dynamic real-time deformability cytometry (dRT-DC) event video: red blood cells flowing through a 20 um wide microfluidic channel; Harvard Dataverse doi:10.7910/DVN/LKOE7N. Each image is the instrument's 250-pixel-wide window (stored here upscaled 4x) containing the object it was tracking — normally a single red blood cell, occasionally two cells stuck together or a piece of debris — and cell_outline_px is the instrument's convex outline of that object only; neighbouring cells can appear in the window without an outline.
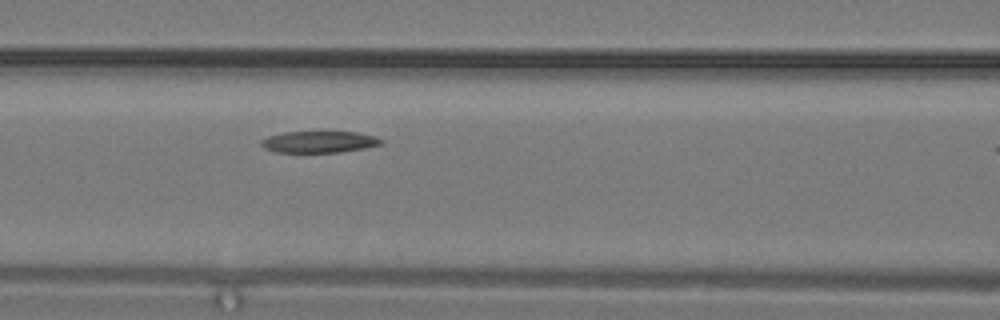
{"species": "common noctule bat (a hibernating species)", "species_latin": "Nyctalus noctula", "temperature_condition": "warm", "stored_images_in_passage": 9, "segment_of_instrument_passage": [1, 2], "camera_frame_rate_fps": 3000, "um_per_image_px": 0.085, "animal": {"sex": "male", "body_mass_g": 19.2, "forearm_length_mm": 51.8}, "frame": {"image": 1, "passage_image": 8, "time_ms": 2.333, "image_size_px": [1000, 320], "cell_outline_px": [[384, 144], [368, 148], [340, 152], [276, 152], [264, 148], [260, 144], [260, 140], [268, 136], [284, 132], [356, 132], [376, 136], [384, 140]], "centroid_in_image_um": [27.17, 12.06], "position_along_channel_um": 139.4, "area_um2": 15.26}}